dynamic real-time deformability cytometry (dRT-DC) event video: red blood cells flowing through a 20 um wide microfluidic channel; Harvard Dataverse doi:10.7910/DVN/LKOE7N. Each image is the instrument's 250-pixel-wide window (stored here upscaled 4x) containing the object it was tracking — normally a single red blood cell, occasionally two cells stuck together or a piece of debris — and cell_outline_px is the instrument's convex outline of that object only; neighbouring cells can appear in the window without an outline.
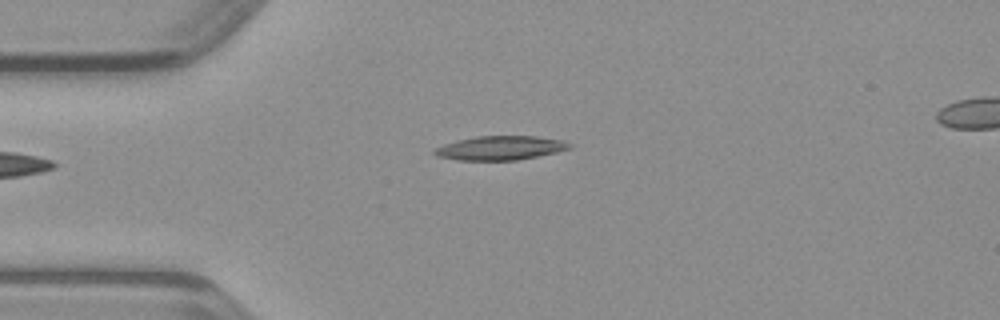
{"species": "common noctule bat (a hibernating species)", "species_latin": "Nyctalus noctula", "temperature_condition": "warm", "stored_images_in_passage": 33, "camera_frame_rate_fps": 3000, "um_per_image_px": 0.085, "animal": {"sex": "male", "body_mass_g": 23.1, "forearm_length_mm": 52.7}, "frame": {"image": 1, "passage_image": 1, "time_ms": 0.0, "image_size_px": [1000, 320], "cell_outline_px": [[572, 148], [556, 152], [516, 160], [456, 160], [440, 156], [432, 152], [436, 148], [444, 144], [476, 136], [536, 136], [564, 140], [572, 144]], "centroid_in_image_um": [42.58, 12.57], "position_along_channel_um": 42.4, "area_um2": 18.73}}
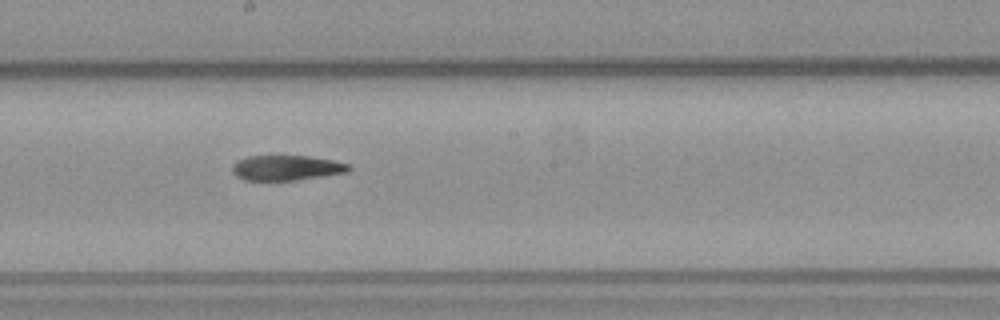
{"frame": {"image": 2, "passage_image": 15, "time_ms": 4.667, "image_size_px": [1000, 320], "cell_outline_px": [[352, 168], [348, 172], [296, 180], [244, 180], [236, 176], [232, 172], [232, 164], [236, 160], [248, 156], [308, 156], [332, 160], [348, 164]], "centroid_in_image_um": [24.31, 14.26], "position_along_channel_um": 223.9, "area_um2": 17.05}}
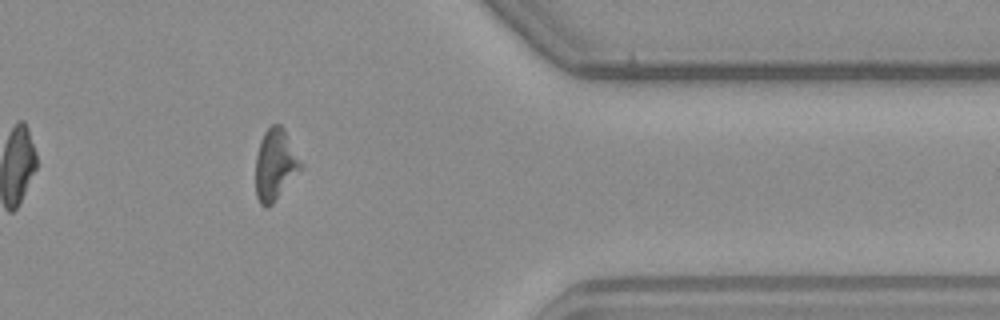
{"frame": {"image": 3, "passage_image": 28, "time_ms": 9.0, "image_size_px": [1000, 320], "cell_outline_px": [[304, 168], [272, 204], [268, 208], [264, 208], [260, 204], [256, 196], [256, 156], [260, 140], [264, 132], [272, 124], [280, 124], [284, 128], [304, 164]], "centroid_in_image_um": [23.43, 14.01], "position_along_channel_um": 388.0, "area_um2": 19.19}}